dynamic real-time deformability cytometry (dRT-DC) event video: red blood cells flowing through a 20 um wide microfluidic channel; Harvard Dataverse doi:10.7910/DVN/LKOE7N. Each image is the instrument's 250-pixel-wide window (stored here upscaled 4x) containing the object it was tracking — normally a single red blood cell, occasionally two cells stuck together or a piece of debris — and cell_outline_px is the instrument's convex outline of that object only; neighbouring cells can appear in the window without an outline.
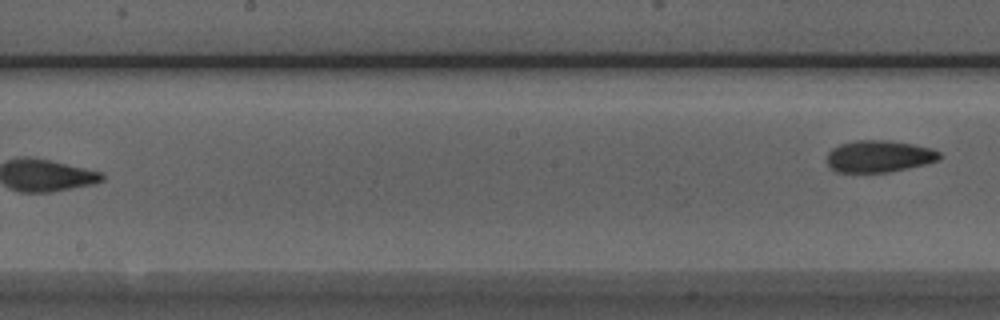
{"species": "Egyptian fruit bat (a non-hibernating species)", "species_latin": "Rousettus aegyptiacus", "temperature_condition": "room temperature", "stored_images_in_passage": 6, "segment_of_instrument_passage": [2, 2], "camera_frame_rate_fps": 3000, "um_per_image_px": 0.085, "animal": {"sex": "male"}, "frame": {"image": 1, "passage_image": 6, "time_ms": 1.667, "image_size_px": [1000, 320], "cell_outline_px": [[944, 156], [940, 160], [908, 168], [888, 172], [836, 172], [828, 164], [828, 152], [832, 148], [840, 144], [856, 140], [888, 140], [912, 144], [932, 148], [940, 152]], "centroid_in_image_um": [74.76, 13.28], "position_along_channel_um": 173.4, "area_um2": 20.98}}